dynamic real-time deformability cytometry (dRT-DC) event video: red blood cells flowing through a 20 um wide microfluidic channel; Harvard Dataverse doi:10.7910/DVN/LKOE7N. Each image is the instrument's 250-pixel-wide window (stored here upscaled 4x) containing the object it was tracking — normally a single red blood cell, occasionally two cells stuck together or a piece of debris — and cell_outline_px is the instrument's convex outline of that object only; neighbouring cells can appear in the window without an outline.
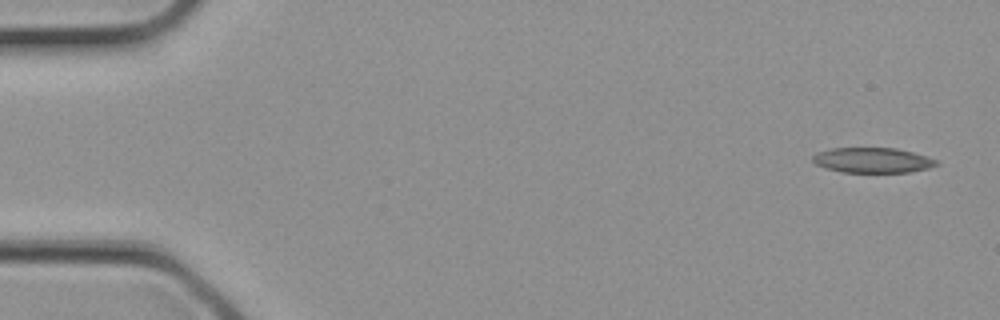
{"species": "common noctule bat (a hibernating species)", "species_latin": "Nyctalus noctula", "temperature_condition": "cold", "stored_images_in_passage": 2, "camera_frame_rate_fps": 3000, "um_per_image_px": 0.085, "animal": {"sex": "female", "body_mass_g": 21.9}, "frame": {"image": 1, "passage_image": 1, "time_ms": 0.0, "image_size_px": [1000, 320], "cell_outline_px": [[940, 164], [928, 168], [908, 172], [840, 172], [824, 168], [816, 164], [812, 160], [812, 156], [816, 152], [832, 148], [896, 148], [912, 152], [940, 160]], "centroid_in_image_um": [74.16, 13.62], "position_along_channel_um": 10.8, "area_um2": 18.26}}